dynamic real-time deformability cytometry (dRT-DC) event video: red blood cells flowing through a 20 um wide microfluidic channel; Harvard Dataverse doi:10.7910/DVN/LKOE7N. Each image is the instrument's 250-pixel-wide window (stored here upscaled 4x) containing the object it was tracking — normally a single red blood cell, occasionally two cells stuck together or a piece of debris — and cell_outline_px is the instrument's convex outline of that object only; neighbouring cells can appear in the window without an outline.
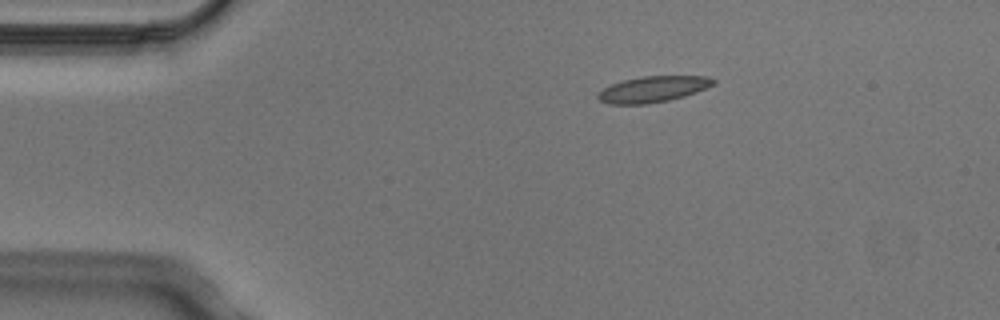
{"species": "Egyptian fruit bat (a non-hibernating species)", "species_latin": "Rousettus aegyptiacus", "temperature_condition": "cold", "stored_images_in_passage": 2, "camera_frame_rate_fps": 3000, "um_per_image_px": 0.085, "animal": {"sex": "male"}, "frame": {"image": 1, "passage_image": 1, "time_ms": 0.0, "image_size_px": [1000, 320], "cell_outline_px": [[716, 84], [696, 92], [684, 96], [668, 100], [648, 104], [608, 104], [600, 100], [596, 96], [604, 88], [612, 84], [624, 80], [640, 76], [708, 76], [716, 80]], "centroid_in_image_um": [55.53, 7.58], "position_along_channel_um": 29.5, "area_um2": 17.46}}